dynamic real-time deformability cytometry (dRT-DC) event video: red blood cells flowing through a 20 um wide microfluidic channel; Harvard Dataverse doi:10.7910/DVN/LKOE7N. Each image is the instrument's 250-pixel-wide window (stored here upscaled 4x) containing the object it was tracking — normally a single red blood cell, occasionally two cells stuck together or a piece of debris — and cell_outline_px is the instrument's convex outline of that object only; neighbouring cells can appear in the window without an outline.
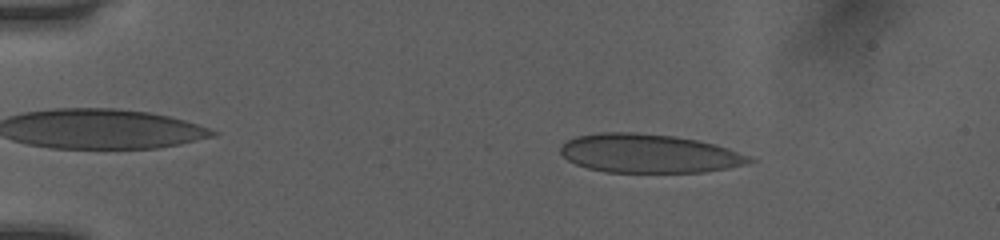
{"species": "human", "species_latin": "Homo sapiens", "temperature_condition": "room temperature", "stored_images_in_passage": 49, "camera_frame_rate_fps": 3000, "um_per_image_px": 0.085, "donor": {"sex": "female"}, "frame": {"image": 1, "passage_image": 8, "time_ms": 2.333, "image_size_px": [1000, 240], "cell_outline_px": [[756, 160], [744, 164], [704, 172], [604, 172], [588, 168], [576, 164], [568, 160], [560, 152], [560, 148], [568, 140], [576, 136], [600, 132], [636, 132], [672, 136], [696, 140], [716, 144], [728, 148], [748, 156]], "centroid_in_image_um": [55.12, 13.04], "position_along_channel_um": 29.9, "area_um2": 42.37}}
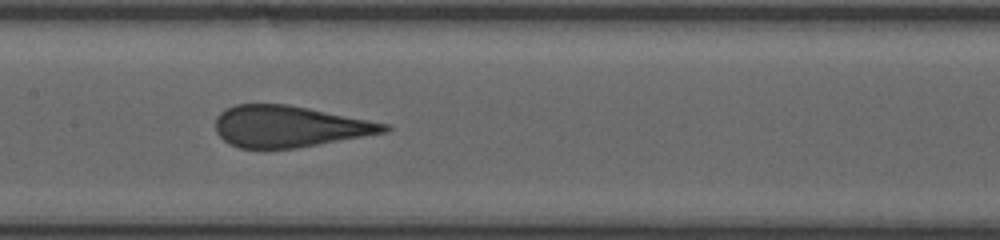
{"frame": {"image": 2, "passage_image": 25, "time_ms": 8.0, "image_size_px": [1000, 240], "cell_outline_px": [[392, 128], [388, 132], [296, 148], [240, 148], [224, 140], [216, 132], [216, 116], [224, 108], [236, 104], [288, 104], [388, 124]], "centroid_in_image_um": [24.57, 10.74], "position_along_channel_um": 182.8, "area_um2": 40.46}}
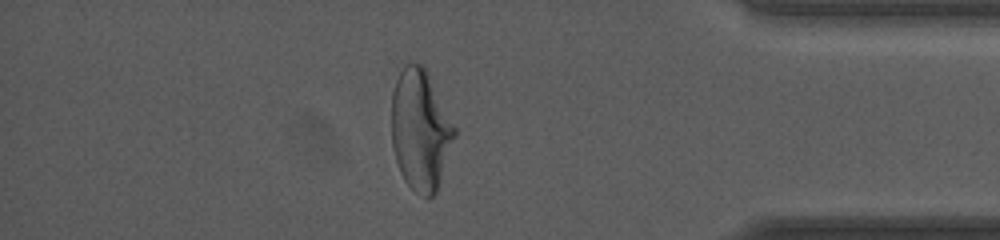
{"frame": {"image": 3, "passage_image": 43, "time_ms": 14.0, "image_size_px": [1000, 240], "cell_outline_px": [[456, 136], [436, 192], [428, 200], [416, 192], [404, 180], [400, 172], [392, 148], [392, 92], [396, 80], [400, 72], [408, 64], [420, 64], [424, 68], [456, 128]], "centroid_in_image_um": [35.73, 11.11], "position_along_channel_um": 399.5, "area_um2": 43.75}}